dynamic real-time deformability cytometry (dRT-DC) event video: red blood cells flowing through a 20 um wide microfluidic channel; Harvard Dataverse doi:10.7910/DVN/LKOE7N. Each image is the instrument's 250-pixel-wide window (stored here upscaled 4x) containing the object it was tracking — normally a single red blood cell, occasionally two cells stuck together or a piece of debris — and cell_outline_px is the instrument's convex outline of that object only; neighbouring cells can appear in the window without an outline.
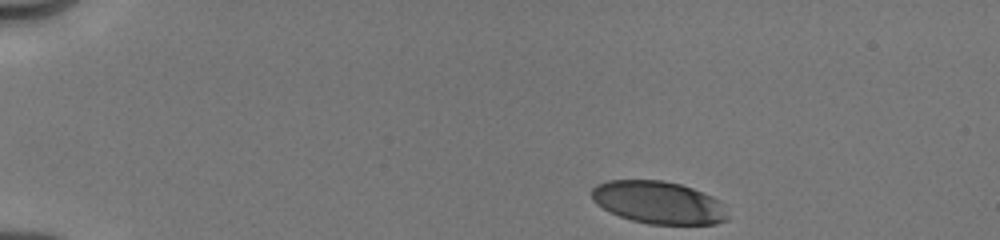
{"species": "human", "species_latin": "Homo sapiens", "temperature_condition": "cold", "stored_images_in_passage": 14, "camera_frame_rate_fps": 3000, "um_per_image_px": 0.085, "donor": {"sex": "male"}, "frame": {"image": 1, "passage_image": 1, "time_ms": 0.0, "image_size_px": [1000, 240], "cell_outline_px": [[728, 220], [716, 224], [648, 224], [632, 220], [620, 216], [596, 204], [592, 200], [592, 188], [596, 184], [608, 180], [664, 180], [680, 184], [692, 188], [712, 196], [720, 200], [728, 216]], "centroid_in_image_um": [55.98, 17.21], "position_along_channel_um": 29.0, "area_um2": 33.76}}
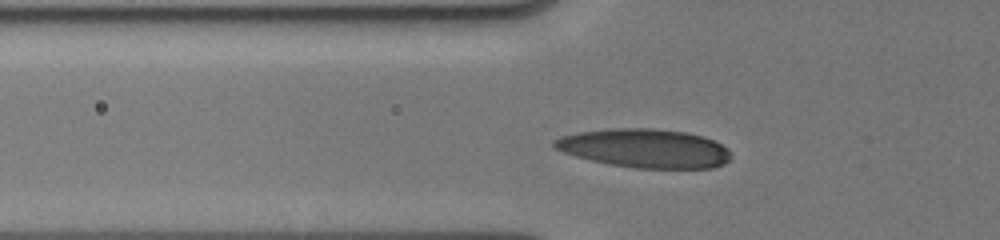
{"frame": {"image": 2, "passage_image": 10, "time_ms": 3.333, "image_size_px": [1000, 240], "cell_outline_px": [[732, 156], [724, 164], [712, 168], [636, 168], [612, 164], [592, 160], [576, 156], [564, 152], [556, 148], [552, 144], [552, 140], [560, 136], [576, 132], [608, 128], [652, 128], [688, 132], [704, 136], [728, 148]], "centroid_in_image_um": [54.81, 12.59], "position_along_channel_um": 71.0, "area_um2": 40.06}}
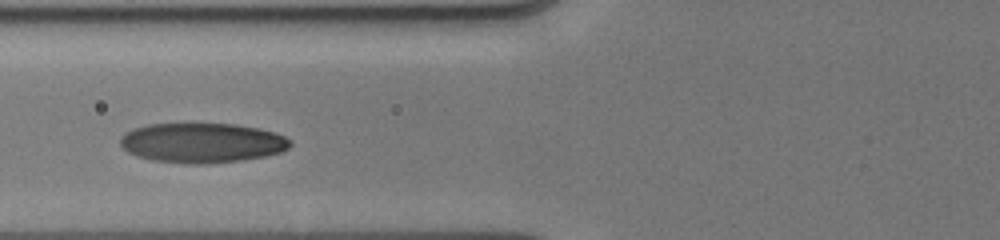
{"frame": {"image": 3, "passage_image": 13, "time_ms": 4.333, "image_size_px": [1000, 240], "cell_outline_px": [[292, 144], [288, 148], [280, 152], [264, 156], [244, 160], [208, 164], [188, 164], [152, 160], [136, 156], [128, 152], [120, 144], [120, 136], [124, 132], [132, 128], [148, 124], [192, 120], [236, 124], [260, 128], [276, 132], [292, 140]], "centroid_in_image_um": [17.15, 12.09], "position_along_channel_um": 108.7, "area_um2": 41.1}}